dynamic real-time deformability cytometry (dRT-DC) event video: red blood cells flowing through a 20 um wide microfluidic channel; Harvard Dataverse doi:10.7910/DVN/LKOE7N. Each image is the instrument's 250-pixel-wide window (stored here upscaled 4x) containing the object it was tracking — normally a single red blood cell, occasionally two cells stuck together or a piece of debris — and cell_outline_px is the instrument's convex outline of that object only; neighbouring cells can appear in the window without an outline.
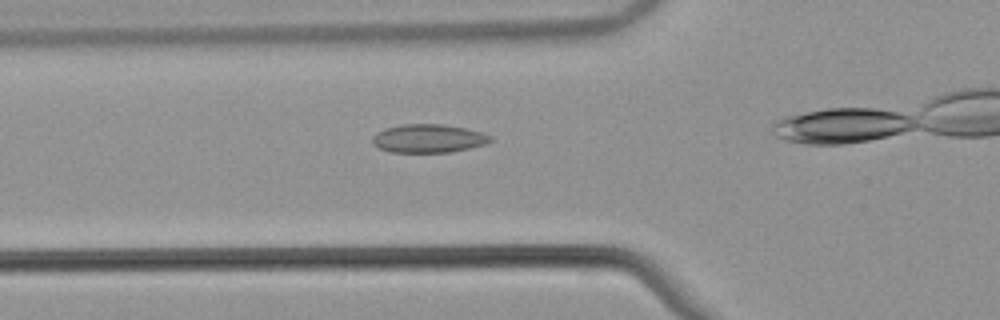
{"species": "common noctule bat (a hibernating species)", "species_latin": "Nyctalus noctula", "temperature_condition": "warm", "stored_images_in_passage": 29, "camera_frame_rate_fps": 3000, "um_per_image_px": 0.085, "animal": {"sex": "male", "body_mass_g": 21.5, "forearm_length_mm": 52.0}, "frame": {"image": 1, "passage_image": 11, "time_ms": 3.333, "image_size_px": [1000, 320], "cell_outline_px": [[492, 140], [484, 144], [452, 152], [388, 152], [372, 144], [372, 136], [376, 132], [384, 128], [400, 124], [444, 124], [464, 128], [480, 132], [492, 136]], "centroid_in_image_um": [36.36, 11.76], "position_along_channel_um": 89.4, "area_um2": 19.59}}
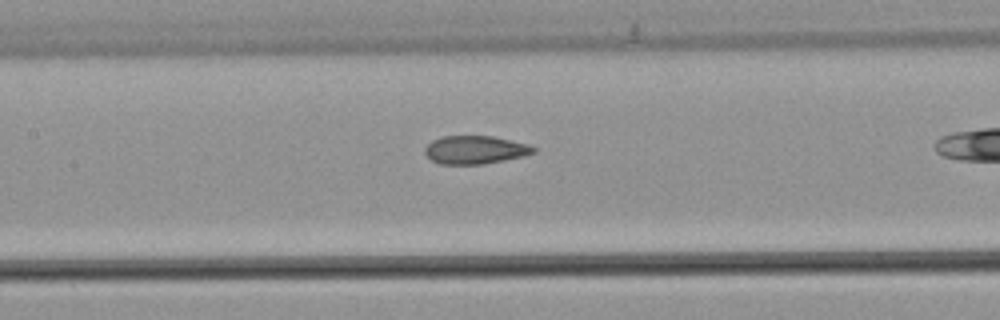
{"frame": {"image": 2, "passage_image": 17, "time_ms": 5.333, "image_size_px": [1000, 320], "cell_outline_px": [[536, 152], [524, 156], [484, 164], [440, 164], [432, 160], [424, 152], [424, 148], [432, 140], [444, 136], [492, 136], [528, 144], [536, 148]], "centroid_in_image_um": [40.39, 12.73], "position_along_channel_um": 167.0, "area_um2": 17.8}}
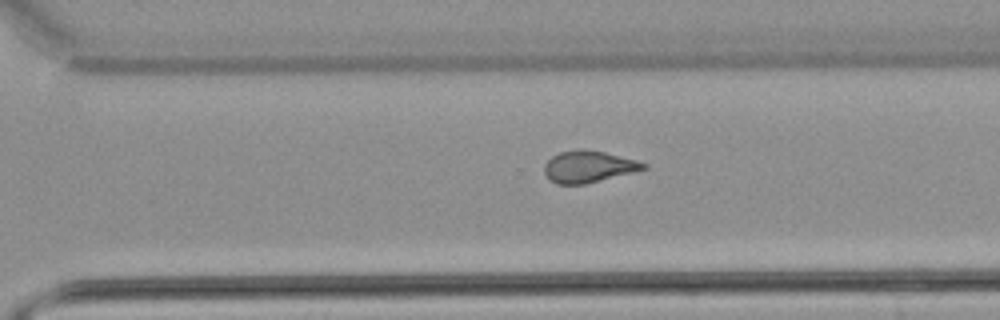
{"frame": {"image": 3, "passage_image": 29, "time_ms": 9.333, "image_size_px": [1000, 320], "cell_outline_px": [[648, 168], [584, 184], [556, 184], [544, 172], [544, 164], [552, 156], [560, 152], [580, 148], [584, 148], [604, 152], [636, 160], [648, 164]], "centroid_in_image_um": [50.01, 14.14], "position_along_channel_um": 320.6, "area_um2": 18.15}}